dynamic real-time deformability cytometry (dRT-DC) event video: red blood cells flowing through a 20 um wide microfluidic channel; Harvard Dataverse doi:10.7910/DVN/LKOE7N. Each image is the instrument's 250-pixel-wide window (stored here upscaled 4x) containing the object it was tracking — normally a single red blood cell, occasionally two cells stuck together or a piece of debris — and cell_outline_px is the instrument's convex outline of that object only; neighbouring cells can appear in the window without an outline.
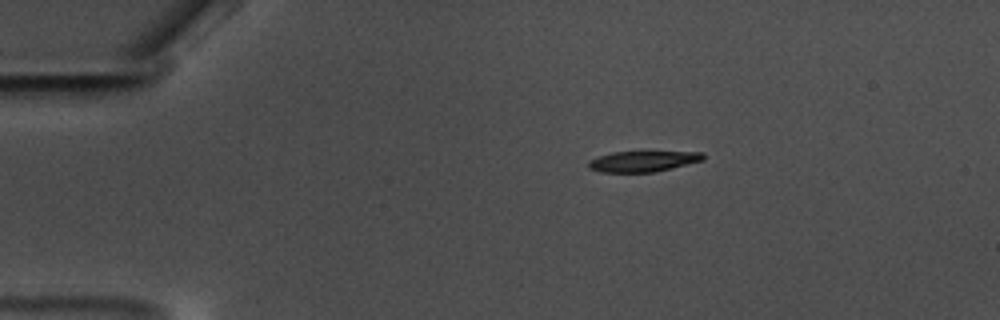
{"species": "common noctule bat (a hibernating species)", "species_latin": "Nyctalus noctula", "temperature_condition": "warm", "stored_images_in_passage": 48, "camera_frame_rate_fps": 3000, "um_per_image_px": 0.085, "animal": {"sex": "male", "body_mass_g": 17.5, "forearm_length_mm": 52.3}, "frame": {"image": 1, "passage_image": 1, "time_ms": 0.0, "image_size_px": [1000, 320], "cell_outline_px": [[704, 160], [656, 172], [600, 172], [588, 168], [588, 160], [612, 152], [704, 152]], "centroid_in_image_um": [54.64, 13.72], "position_along_channel_um": 30.4, "area_um2": 13.81}}
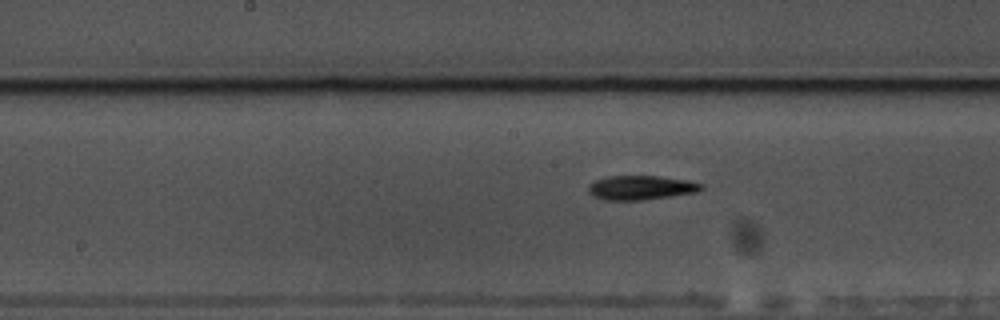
{"frame": {"image": 2, "passage_image": 20, "time_ms": 6.333, "image_size_px": [1000, 320], "cell_outline_px": [[704, 188], [696, 192], [672, 196], [640, 200], [604, 200], [588, 192], [588, 184], [596, 180], [608, 176], [660, 176], [688, 180], [704, 184]], "centroid_in_image_um": [54.5, 15.94], "position_along_channel_um": 193.7, "area_um2": 15.95}}
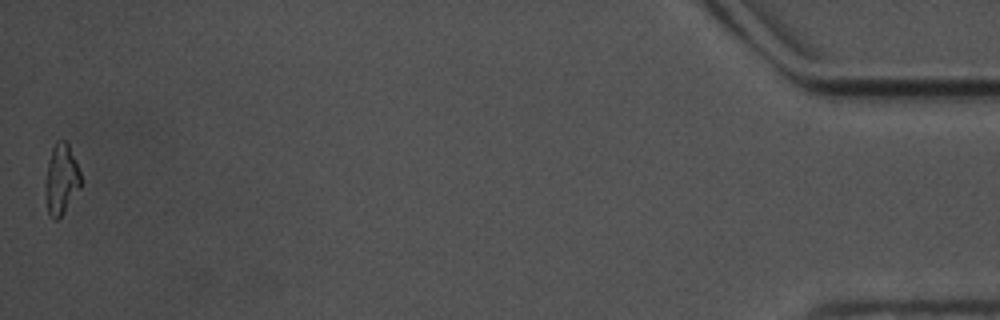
{"frame": {"image": 3, "passage_image": 48, "time_ms": 15.667, "image_size_px": [1000, 320], "cell_outline_px": [[80, 188], [60, 216], [56, 220], [48, 212], [44, 192], [44, 184], [48, 160], [52, 148], [56, 140], [64, 140], [68, 144], [76, 160], [80, 172]], "centroid_in_image_um": [5.18, 15.19], "position_along_channel_um": 430.0, "area_um2": 14.45}, "authors_computed_cell_mechanics": {"area_um2": 15.3748, "velocity_mm_per_s": 3.5242, "shape_relaxation_time_tau1_ms": 5.8804, "shape_relaxation_time_tau2_ms": 11.2464, "deformation_change_tau1": 0.1924, "deformation_change_tau2": 0.2304}}